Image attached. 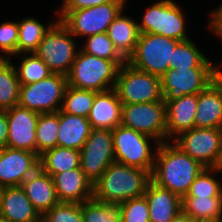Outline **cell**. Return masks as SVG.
<instances>
[{"label":"cell","mask_w":222,"mask_h":222,"mask_svg":"<svg viewBox=\"0 0 222 222\" xmlns=\"http://www.w3.org/2000/svg\"><path fill=\"white\" fill-rule=\"evenodd\" d=\"M205 168L172 141H166L157 149L151 180L182 198Z\"/></svg>","instance_id":"obj_1"},{"label":"cell","mask_w":222,"mask_h":222,"mask_svg":"<svg viewBox=\"0 0 222 222\" xmlns=\"http://www.w3.org/2000/svg\"><path fill=\"white\" fill-rule=\"evenodd\" d=\"M151 181V173L119 162L111 163L93 184V199L104 203H122L142 197Z\"/></svg>","instance_id":"obj_2"},{"label":"cell","mask_w":222,"mask_h":222,"mask_svg":"<svg viewBox=\"0 0 222 222\" xmlns=\"http://www.w3.org/2000/svg\"><path fill=\"white\" fill-rule=\"evenodd\" d=\"M128 0H112L105 4L71 11H55L56 18L74 37H83L105 33L120 12L125 9Z\"/></svg>","instance_id":"obj_3"},{"label":"cell","mask_w":222,"mask_h":222,"mask_svg":"<svg viewBox=\"0 0 222 222\" xmlns=\"http://www.w3.org/2000/svg\"><path fill=\"white\" fill-rule=\"evenodd\" d=\"M119 68L112 60L79 49L67 75V82L75 88L105 92L115 88Z\"/></svg>","instance_id":"obj_4"},{"label":"cell","mask_w":222,"mask_h":222,"mask_svg":"<svg viewBox=\"0 0 222 222\" xmlns=\"http://www.w3.org/2000/svg\"><path fill=\"white\" fill-rule=\"evenodd\" d=\"M112 136L116 162L141 168L152 174L160 145L158 140L122 125L112 130Z\"/></svg>","instance_id":"obj_5"},{"label":"cell","mask_w":222,"mask_h":222,"mask_svg":"<svg viewBox=\"0 0 222 222\" xmlns=\"http://www.w3.org/2000/svg\"><path fill=\"white\" fill-rule=\"evenodd\" d=\"M180 41L159 34L142 33L126 61L133 68L161 78L172 69L173 50Z\"/></svg>","instance_id":"obj_6"},{"label":"cell","mask_w":222,"mask_h":222,"mask_svg":"<svg viewBox=\"0 0 222 222\" xmlns=\"http://www.w3.org/2000/svg\"><path fill=\"white\" fill-rule=\"evenodd\" d=\"M186 15L173 0H159L145 9L140 22H137L140 34H159L170 39L185 41L190 39Z\"/></svg>","instance_id":"obj_7"},{"label":"cell","mask_w":222,"mask_h":222,"mask_svg":"<svg viewBox=\"0 0 222 222\" xmlns=\"http://www.w3.org/2000/svg\"><path fill=\"white\" fill-rule=\"evenodd\" d=\"M76 42L71 32L57 20L45 33L35 54L52 73L67 76L80 49Z\"/></svg>","instance_id":"obj_8"},{"label":"cell","mask_w":222,"mask_h":222,"mask_svg":"<svg viewBox=\"0 0 222 222\" xmlns=\"http://www.w3.org/2000/svg\"><path fill=\"white\" fill-rule=\"evenodd\" d=\"M114 89L122 104L150 103L163 100L161 78L137 70L127 62L118 70Z\"/></svg>","instance_id":"obj_9"},{"label":"cell","mask_w":222,"mask_h":222,"mask_svg":"<svg viewBox=\"0 0 222 222\" xmlns=\"http://www.w3.org/2000/svg\"><path fill=\"white\" fill-rule=\"evenodd\" d=\"M67 86V76L57 73L35 83L20 85L18 105L40 114L58 112Z\"/></svg>","instance_id":"obj_10"},{"label":"cell","mask_w":222,"mask_h":222,"mask_svg":"<svg viewBox=\"0 0 222 222\" xmlns=\"http://www.w3.org/2000/svg\"><path fill=\"white\" fill-rule=\"evenodd\" d=\"M172 142L206 168L222 167V128H192Z\"/></svg>","instance_id":"obj_11"},{"label":"cell","mask_w":222,"mask_h":222,"mask_svg":"<svg viewBox=\"0 0 222 222\" xmlns=\"http://www.w3.org/2000/svg\"><path fill=\"white\" fill-rule=\"evenodd\" d=\"M121 125L151 136L160 143L166 142V103L162 100L123 104Z\"/></svg>","instance_id":"obj_12"},{"label":"cell","mask_w":222,"mask_h":222,"mask_svg":"<svg viewBox=\"0 0 222 222\" xmlns=\"http://www.w3.org/2000/svg\"><path fill=\"white\" fill-rule=\"evenodd\" d=\"M219 76V68H172L161 77L164 101L198 94Z\"/></svg>","instance_id":"obj_13"},{"label":"cell","mask_w":222,"mask_h":222,"mask_svg":"<svg viewBox=\"0 0 222 222\" xmlns=\"http://www.w3.org/2000/svg\"><path fill=\"white\" fill-rule=\"evenodd\" d=\"M115 162L112 130L92 129L80 150V168L94 184Z\"/></svg>","instance_id":"obj_14"},{"label":"cell","mask_w":222,"mask_h":222,"mask_svg":"<svg viewBox=\"0 0 222 222\" xmlns=\"http://www.w3.org/2000/svg\"><path fill=\"white\" fill-rule=\"evenodd\" d=\"M39 167L36 153L10 147L0 149V187L21 186Z\"/></svg>","instance_id":"obj_15"},{"label":"cell","mask_w":222,"mask_h":222,"mask_svg":"<svg viewBox=\"0 0 222 222\" xmlns=\"http://www.w3.org/2000/svg\"><path fill=\"white\" fill-rule=\"evenodd\" d=\"M5 111L8 120L6 147L36 153V127L40 113L19 105Z\"/></svg>","instance_id":"obj_16"},{"label":"cell","mask_w":222,"mask_h":222,"mask_svg":"<svg viewBox=\"0 0 222 222\" xmlns=\"http://www.w3.org/2000/svg\"><path fill=\"white\" fill-rule=\"evenodd\" d=\"M51 177L59 202L82 204L93 199V184L80 167L53 174Z\"/></svg>","instance_id":"obj_17"},{"label":"cell","mask_w":222,"mask_h":222,"mask_svg":"<svg viewBox=\"0 0 222 222\" xmlns=\"http://www.w3.org/2000/svg\"><path fill=\"white\" fill-rule=\"evenodd\" d=\"M195 128H222V77L198 93Z\"/></svg>","instance_id":"obj_18"},{"label":"cell","mask_w":222,"mask_h":222,"mask_svg":"<svg viewBox=\"0 0 222 222\" xmlns=\"http://www.w3.org/2000/svg\"><path fill=\"white\" fill-rule=\"evenodd\" d=\"M166 103L167 141H172L182 132L195 128L198 94L183 95Z\"/></svg>","instance_id":"obj_19"},{"label":"cell","mask_w":222,"mask_h":222,"mask_svg":"<svg viewBox=\"0 0 222 222\" xmlns=\"http://www.w3.org/2000/svg\"><path fill=\"white\" fill-rule=\"evenodd\" d=\"M0 216L9 222H41L42 217L21 186L1 189Z\"/></svg>","instance_id":"obj_20"},{"label":"cell","mask_w":222,"mask_h":222,"mask_svg":"<svg viewBox=\"0 0 222 222\" xmlns=\"http://www.w3.org/2000/svg\"><path fill=\"white\" fill-rule=\"evenodd\" d=\"M122 107L115 89L98 92L87 117L92 129L113 130L121 125Z\"/></svg>","instance_id":"obj_21"},{"label":"cell","mask_w":222,"mask_h":222,"mask_svg":"<svg viewBox=\"0 0 222 222\" xmlns=\"http://www.w3.org/2000/svg\"><path fill=\"white\" fill-rule=\"evenodd\" d=\"M143 196L148 203L150 222H171L182 211V198L152 180Z\"/></svg>","instance_id":"obj_22"},{"label":"cell","mask_w":222,"mask_h":222,"mask_svg":"<svg viewBox=\"0 0 222 222\" xmlns=\"http://www.w3.org/2000/svg\"><path fill=\"white\" fill-rule=\"evenodd\" d=\"M21 187L41 216L59 203L52 177L40 167L22 182Z\"/></svg>","instance_id":"obj_23"},{"label":"cell","mask_w":222,"mask_h":222,"mask_svg":"<svg viewBox=\"0 0 222 222\" xmlns=\"http://www.w3.org/2000/svg\"><path fill=\"white\" fill-rule=\"evenodd\" d=\"M123 9L108 28L107 34L116 50L127 61L134 53L140 36L136 18L124 15Z\"/></svg>","instance_id":"obj_24"},{"label":"cell","mask_w":222,"mask_h":222,"mask_svg":"<svg viewBox=\"0 0 222 222\" xmlns=\"http://www.w3.org/2000/svg\"><path fill=\"white\" fill-rule=\"evenodd\" d=\"M92 127L88 118L71 115L59 110V131L57 146L81 150Z\"/></svg>","instance_id":"obj_25"},{"label":"cell","mask_w":222,"mask_h":222,"mask_svg":"<svg viewBox=\"0 0 222 222\" xmlns=\"http://www.w3.org/2000/svg\"><path fill=\"white\" fill-rule=\"evenodd\" d=\"M181 207L197 222H222V197H182Z\"/></svg>","instance_id":"obj_26"},{"label":"cell","mask_w":222,"mask_h":222,"mask_svg":"<svg viewBox=\"0 0 222 222\" xmlns=\"http://www.w3.org/2000/svg\"><path fill=\"white\" fill-rule=\"evenodd\" d=\"M39 164L40 168L50 176L79 168L80 151L73 148L56 146L40 155Z\"/></svg>","instance_id":"obj_27"},{"label":"cell","mask_w":222,"mask_h":222,"mask_svg":"<svg viewBox=\"0 0 222 222\" xmlns=\"http://www.w3.org/2000/svg\"><path fill=\"white\" fill-rule=\"evenodd\" d=\"M57 20L54 19L46 25L34 17H26L17 21L19 28L17 54L35 53L45 33Z\"/></svg>","instance_id":"obj_28"},{"label":"cell","mask_w":222,"mask_h":222,"mask_svg":"<svg viewBox=\"0 0 222 222\" xmlns=\"http://www.w3.org/2000/svg\"><path fill=\"white\" fill-rule=\"evenodd\" d=\"M19 87L15 63L10 59L0 58V111L18 105Z\"/></svg>","instance_id":"obj_29"},{"label":"cell","mask_w":222,"mask_h":222,"mask_svg":"<svg viewBox=\"0 0 222 222\" xmlns=\"http://www.w3.org/2000/svg\"><path fill=\"white\" fill-rule=\"evenodd\" d=\"M172 68H219L191 39L180 41L173 50Z\"/></svg>","instance_id":"obj_30"},{"label":"cell","mask_w":222,"mask_h":222,"mask_svg":"<svg viewBox=\"0 0 222 222\" xmlns=\"http://www.w3.org/2000/svg\"><path fill=\"white\" fill-rule=\"evenodd\" d=\"M58 131L59 111L39 114L36 127V154L39 157L57 146Z\"/></svg>","instance_id":"obj_31"},{"label":"cell","mask_w":222,"mask_h":222,"mask_svg":"<svg viewBox=\"0 0 222 222\" xmlns=\"http://www.w3.org/2000/svg\"><path fill=\"white\" fill-rule=\"evenodd\" d=\"M222 167L205 168L183 197H222Z\"/></svg>","instance_id":"obj_32"},{"label":"cell","mask_w":222,"mask_h":222,"mask_svg":"<svg viewBox=\"0 0 222 222\" xmlns=\"http://www.w3.org/2000/svg\"><path fill=\"white\" fill-rule=\"evenodd\" d=\"M20 60L15 66L20 85L43 80L52 74L48 66L35 53L16 54Z\"/></svg>","instance_id":"obj_33"},{"label":"cell","mask_w":222,"mask_h":222,"mask_svg":"<svg viewBox=\"0 0 222 222\" xmlns=\"http://www.w3.org/2000/svg\"><path fill=\"white\" fill-rule=\"evenodd\" d=\"M98 92L67 86L61 111L87 118Z\"/></svg>","instance_id":"obj_34"},{"label":"cell","mask_w":222,"mask_h":222,"mask_svg":"<svg viewBox=\"0 0 222 222\" xmlns=\"http://www.w3.org/2000/svg\"><path fill=\"white\" fill-rule=\"evenodd\" d=\"M81 51L99 58L114 61L119 67L126 63V60L116 50L107 32L91 35L85 38Z\"/></svg>","instance_id":"obj_35"},{"label":"cell","mask_w":222,"mask_h":222,"mask_svg":"<svg viewBox=\"0 0 222 222\" xmlns=\"http://www.w3.org/2000/svg\"><path fill=\"white\" fill-rule=\"evenodd\" d=\"M84 222H121L120 203H104L94 199L82 203Z\"/></svg>","instance_id":"obj_36"},{"label":"cell","mask_w":222,"mask_h":222,"mask_svg":"<svg viewBox=\"0 0 222 222\" xmlns=\"http://www.w3.org/2000/svg\"><path fill=\"white\" fill-rule=\"evenodd\" d=\"M41 222H84L82 204L59 202L42 215Z\"/></svg>","instance_id":"obj_37"},{"label":"cell","mask_w":222,"mask_h":222,"mask_svg":"<svg viewBox=\"0 0 222 222\" xmlns=\"http://www.w3.org/2000/svg\"><path fill=\"white\" fill-rule=\"evenodd\" d=\"M19 28L17 21H6L0 24V58L10 59L17 54Z\"/></svg>","instance_id":"obj_38"},{"label":"cell","mask_w":222,"mask_h":222,"mask_svg":"<svg viewBox=\"0 0 222 222\" xmlns=\"http://www.w3.org/2000/svg\"><path fill=\"white\" fill-rule=\"evenodd\" d=\"M121 222H150L148 203L144 196L120 203Z\"/></svg>","instance_id":"obj_39"},{"label":"cell","mask_w":222,"mask_h":222,"mask_svg":"<svg viewBox=\"0 0 222 222\" xmlns=\"http://www.w3.org/2000/svg\"><path fill=\"white\" fill-rule=\"evenodd\" d=\"M112 0H62L58 10L56 11H71L76 9H86L100 4L111 2Z\"/></svg>","instance_id":"obj_40"},{"label":"cell","mask_w":222,"mask_h":222,"mask_svg":"<svg viewBox=\"0 0 222 222\" xmlns=\"http://www.w3.org/2000/svg\"><path fill=\"white\" fill-rule=\"evenodd\" d=\"M212 10L213 11L209 14L211 17L207 24V29L209 28L208 30H211L210 32H212L215 37L222 40V3Z\"/></svg>","instance_id":"obj_41"},{"label":"cell","mask_w":222,"mask_h":222,"mask_svg":"<svg viewBox=\"0 0 222 222\" xmlns=\"http://www.w3.org/2000/svg\"><path fill=\"white\" fill-rule=\"evenodd\" d=\"M8 137V120L6 111H0V149L5 148Z\"/></svg>","instance_id":"obj_42"},{"label":"cell","mask_w":222,"mask_h":222,"mask_svg":"<svg viewBox=\"0 0 222 222\" xmlns=\"http://www.w3.org/2000/svg\"><path fill=\"white\" fill-rule=\"evenodd\" d=\"M171 222H197L182 211Z\"/></svg>","instance_id":"obj_43"},{"label":"cell","mask_w":222,"mask_h":222,"mask_svg":"<svg viewBox=\"0 0 222 222\" xmlns=\"http://www.w3.org/2000/svg\"><path fill=\"white\" fill-rule=\"evenodd\" d=\"M221 66H222V64L219 65V76H220V77H222V69H221L222 67H221Z\"/></svg>","instance_id":"obj_44"},{"label":"cell","mask_w":222,"mask_h":222,"mask_svg":"<svg viewBox=\"0 0 222 222\" xmlns=\"http://www.w3.org/2000/svg\"><path fill=\"white\" fill-rule=\"evenodd\" d=\"M0 222H9V221L0 216Z\"/></svg>","instance_id":"obj_45"}]
</instances>
